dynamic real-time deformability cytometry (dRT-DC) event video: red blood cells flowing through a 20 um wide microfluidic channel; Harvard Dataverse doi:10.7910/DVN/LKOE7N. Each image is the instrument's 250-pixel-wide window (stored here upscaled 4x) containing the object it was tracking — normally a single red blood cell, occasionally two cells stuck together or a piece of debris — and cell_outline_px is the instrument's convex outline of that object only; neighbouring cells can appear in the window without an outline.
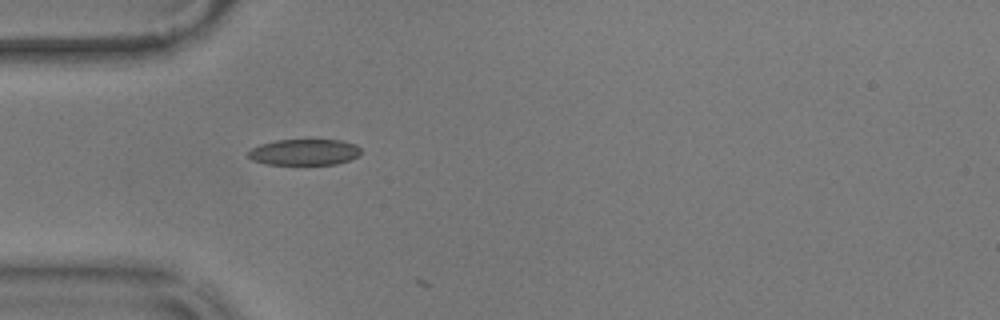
{"species": "common noctule bat (a hibernating species)", "species_latin": "Nyctalus noctula", "temperature_condition": "warm", "stored_images_in_passage": 2, "camera_frame_rate_fps": 3000, "um_per_image_px": 0.085, "animal": {"sex": "male", "body_mass_g": 17.9}, "frame": {"image": 1, "passage_image": 1, "time_ms": 0.0, "image_size_px": [1000, 320], "cell_outline_px": [[360, 152], [356, 156], [348, 160], [336, 164], [264, 164], [252, 160], [248, 156], [248, 152], [252, 148], [260, 144], [276, 140], [344, 140], [356, 144], [360, 148]], "centroid_in_image_um": [25.85, 12.92], "position_along_channel_um": 59.2, "area_um2": 17.05}}